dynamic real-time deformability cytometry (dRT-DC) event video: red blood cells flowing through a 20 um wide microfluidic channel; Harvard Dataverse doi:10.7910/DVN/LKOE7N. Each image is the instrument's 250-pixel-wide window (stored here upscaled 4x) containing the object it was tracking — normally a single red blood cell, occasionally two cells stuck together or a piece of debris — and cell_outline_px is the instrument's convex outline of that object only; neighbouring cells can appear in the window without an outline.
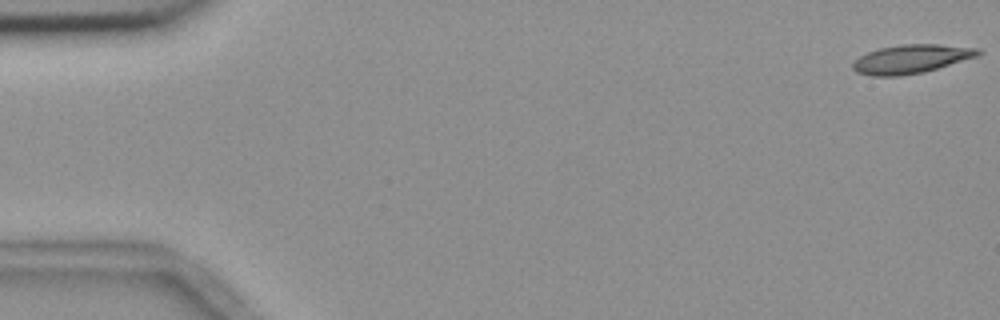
{"species": "common noctule bat (a hibernating species)", "species_latin": "Nyctalus noctula", "temperature_condition": "room temperature", "stored_images_in_passage": 10, "camera_frame_rate_fps": 3000, "um_per_image_px": 0.085, "animal": {"sex": "female", "body_mass_g": 18.4}, "frame": {"image": 1, "passage_image": 1, "time_ms": 0.0, "image_size_px": [1000, 320], "cell_outline_px": [[980, 52], [976, 56], [924, 72], [900, 76], [872, 76], [856, 72], [852, 68], [852, 64], [860, 56], [868, 52], [880, 48], [900, 44], [940, 44], [980, 48]], "centroid_in_image_um": [77.42, 5.01], "position_along_channel_um": 7.6, "area_um2": 20.81}}